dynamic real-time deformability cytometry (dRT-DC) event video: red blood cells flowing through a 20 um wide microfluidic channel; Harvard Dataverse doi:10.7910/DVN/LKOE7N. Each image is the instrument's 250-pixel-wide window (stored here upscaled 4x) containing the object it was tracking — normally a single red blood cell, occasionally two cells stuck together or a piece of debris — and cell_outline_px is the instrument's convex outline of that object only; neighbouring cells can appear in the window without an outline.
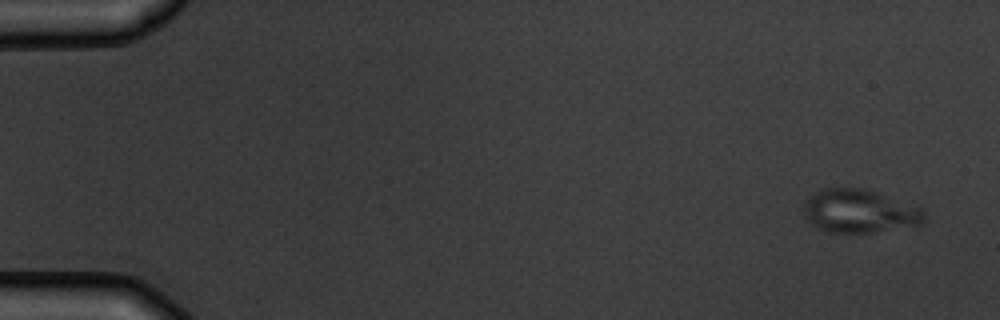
{"species": "common noctule bat (a hibernating species)", "species_latin": "Nyctalus noctula", "temperature_condition": "warm", "stored_images_in_passage": 6, "camera_frame_rate_fps": 3000, "um_per_image_px": 0.085, "animal": {"sex": "male", "body_mass_g": 19.5, "forearm_length_mm": 54.6}, "frame": {"image": 1, "passage_image": 1, "time_ms": 0.0, "image_size_px": [1000, 320], "cell_outline_px": [[924, 220], [920, 224], [872, 232], [828, 232], [816, 228], [804, 216], [800, 208], [816, 192], [824, 188], [864, 188], [920, 204], [924, 212]], "centroid_in_image_um": [73.08, 17.93], "position_along_channel_um": 11.9, "area_um2": 30.81}}